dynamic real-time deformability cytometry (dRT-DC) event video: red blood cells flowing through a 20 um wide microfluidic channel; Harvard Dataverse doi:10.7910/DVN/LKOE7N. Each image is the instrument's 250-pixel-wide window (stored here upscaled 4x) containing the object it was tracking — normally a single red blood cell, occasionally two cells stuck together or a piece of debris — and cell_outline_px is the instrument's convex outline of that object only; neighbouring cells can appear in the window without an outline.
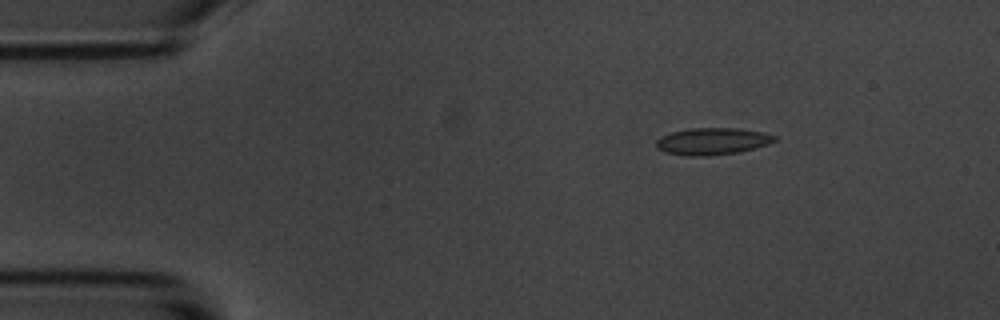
{"species": "common noctule bat (a hibernating species)", "species_latin": "Nyctalus noctula", "temperature_condition": "room temperature", "stored_images_in_passage": 5, "camera_frame_rate_fps": 3000, "um_per_image_px": 0.085, "animal": {"sex": "male", "body_mass_g": 20.1, "forearm_length_mm": 53.5}, "frame": {"image": 1, "passage_image": 2, "time_ms": 1.0, "image_size_px": [1000, 320], "cell_outline_px": [[776, 140], [768, 144], [740, 152], [704, 156], [688, 156], [664, 152], [656, 148], [656, 140], [660, 136], [672, 132], [692, 128], [736, 128], [760, 132], [776, 136]], "centroid_in_image_um": [60.5, 12.01], "position_along_channel_um": 24.5, "area_um2": 18.5}}